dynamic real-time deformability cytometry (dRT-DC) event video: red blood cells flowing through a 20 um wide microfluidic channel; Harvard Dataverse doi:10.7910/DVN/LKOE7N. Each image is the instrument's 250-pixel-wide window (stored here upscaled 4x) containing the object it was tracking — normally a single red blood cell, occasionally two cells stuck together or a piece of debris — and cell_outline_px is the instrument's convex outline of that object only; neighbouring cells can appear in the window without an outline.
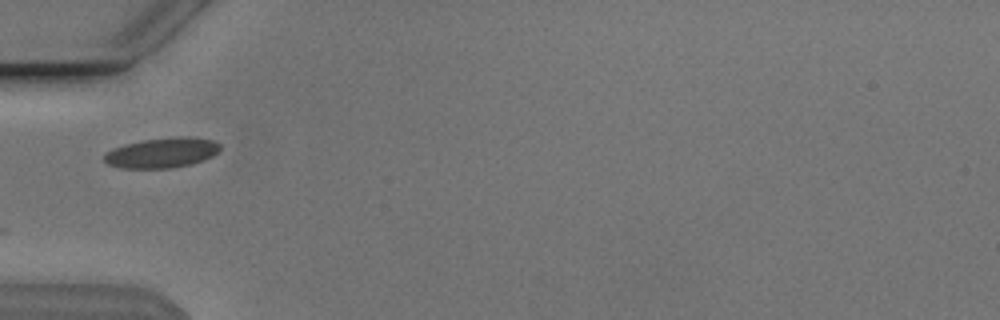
{"species": "Egyptian fruit bat (a non-hibernating species)", "species_latin": "Rousettus aegyptiacus", "temperature_condition": "cold", "stored_images_in_passage": 27, "camera_frame_rate_fps": 3000, "um_per_image_px": 0.085, "animal": {"sex": "male"}, "frame": {"image": 1, "passage_image": 1, "time_ms": 0.0, "image_size_px": [1000, 320], "cell_outline_px": [[220, 148], [212, 156], [204, 160], [192, 164], [168, 168], [120, 168], [108, 164], [104, 160], [104, 152], [112, 148], [144, 140], [176, 136], [192, 136], [212, 140], [220, 144]], "centroid_in_image_um": [13.76, 12.98], "position_along_channel_um": 71.2, "area_um2": 20.35}}
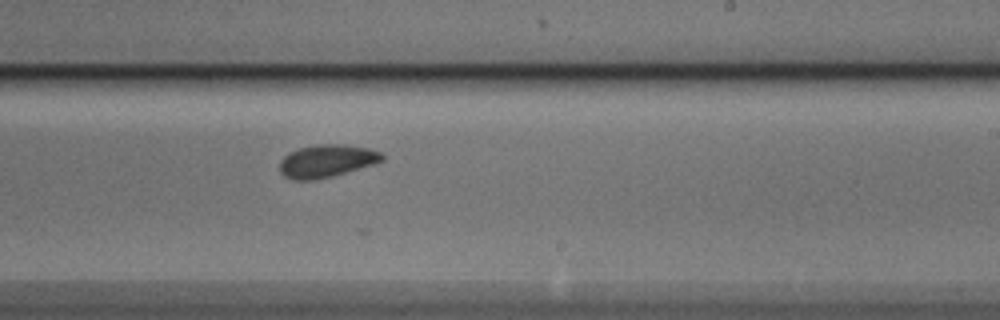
{"frame": {"image": 2, "passage_image": 16, "time_ms": 5.0, "image_size_px": [1000, 320], "cell_outline_px": [[384, 160], [376, 164], [332, 176], [312, 180], [292, 180], [284, 176], [280, 172], [280, 160], [288, 152], [300, 148], [316, 144], [344, 144], [368, 148], [380, 152], [384, 156]], "centroid_in_image_um": [27.77, 13.68], "position_along_channel_um": 261.2, "area_um2": 19.65}}
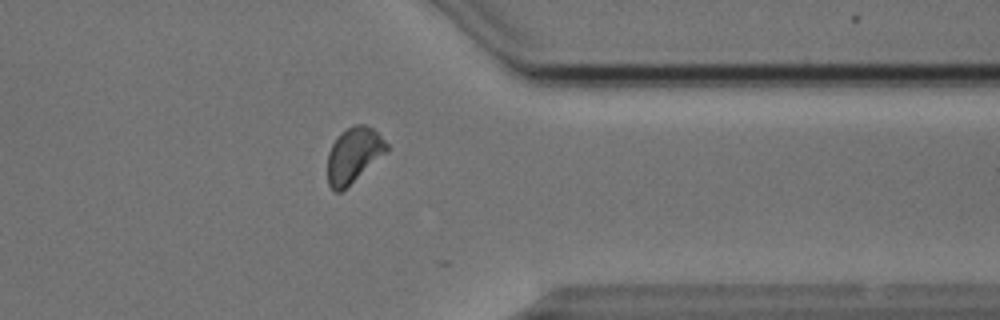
{"frame": {"image": 3, "passage_image": 26, "time_ms": 8.333, "image_size_px": [1000, 320], "cell_outline_px": [[388, 152], [340, 192], [336, 192], [328, 184], [328, 152], [336, 136], [340, 132], [356, 124], [364, 124], [372, 128], [388, 144]], "centroid_in_image_um": [30.06, 13.16], "position_along_channel_um": 381.3, "area_um2": 18.9}}